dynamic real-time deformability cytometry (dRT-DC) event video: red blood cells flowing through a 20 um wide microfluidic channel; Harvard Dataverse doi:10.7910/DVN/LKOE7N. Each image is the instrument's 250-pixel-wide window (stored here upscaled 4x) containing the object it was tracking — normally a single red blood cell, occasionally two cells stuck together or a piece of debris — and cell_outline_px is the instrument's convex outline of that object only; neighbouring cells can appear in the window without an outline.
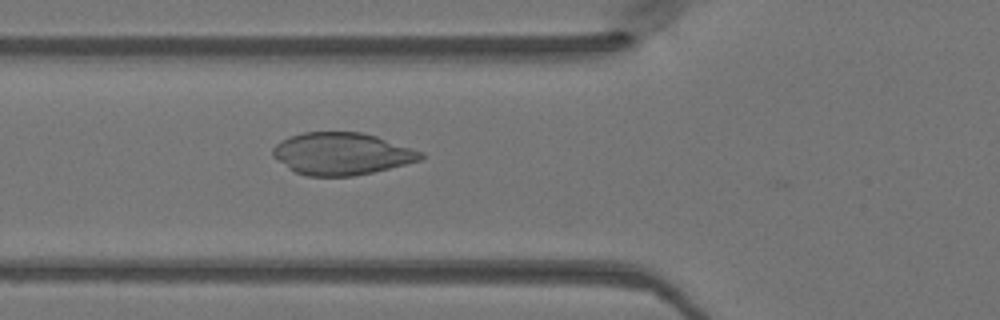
{"species": "Egyptian fruit bat (a non-hibernating species)", "species_latin": "Rousettus aegyptiacus", "temperature_condition": "warm", "stored_images_in_passage": 35, "camera_frame_rate_fps": 3000, "um_per_image_px": 0.085, "animal": {"sex": "female"}, "frame": {"image": 1, "passage_image": 4, "time_ms": 1.0, "image_size_px": [1000, 320], "cell_outline_px": [[424, 156], [420, 160], [372, 172], [352, 176], [308, 176], [296, 172], [288, 168], [272, 156], [272, 148], [280, 140], [288, 136], [304, 132], [364, 132], [424, 152]], "centroid_in_image_um": [29.01, 13.06], "position_along_channel_um": 96.8, "area_um2": 36.3}}
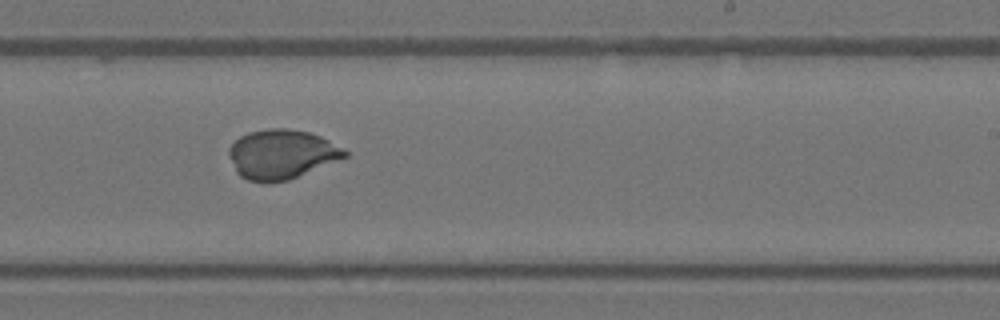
{"frame": {"image": 2, "passage_image": 16, "time_ms": 5.0, "image_size_px": [1000, 320], "cell_outline_px": [[348, 156], [288, 180], [248, 180], [240, 176], [236, 172], [228, 156], [228, 148], [240, 136], [248, 132], [268, 128], [288, 128], [308, 132], [320, 136], [344, 148], [348, 152]], "centroid_in_image_um": [23.92, 13.08], "position_along_channel_um": 265.1, "area_um2": 32.95}}
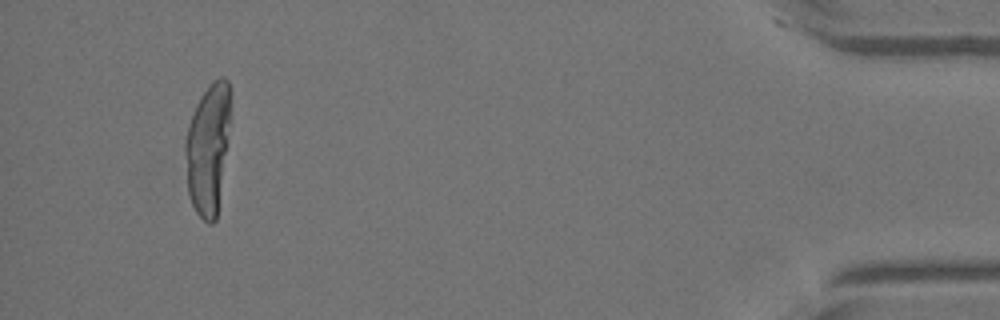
{"frame": {"image": 3, "passage_image": 32, "time_ms": 10.333, "image_size_px": [1000, 320], "cell_outline_px": [[232, 92], [216, 220], [212, 224], [208, 224], [196, 212], [188, 196], [184, 152], [184, 140], [188, 124], [196, 104], [200, 96], [208, 84], [212, 80], [220, 76], [224, 76], [228, 80]], "centroid_in_image_um": [17.64, 12.55], "position_along_channel_um": 417.6, "area_um2": 34.33}}